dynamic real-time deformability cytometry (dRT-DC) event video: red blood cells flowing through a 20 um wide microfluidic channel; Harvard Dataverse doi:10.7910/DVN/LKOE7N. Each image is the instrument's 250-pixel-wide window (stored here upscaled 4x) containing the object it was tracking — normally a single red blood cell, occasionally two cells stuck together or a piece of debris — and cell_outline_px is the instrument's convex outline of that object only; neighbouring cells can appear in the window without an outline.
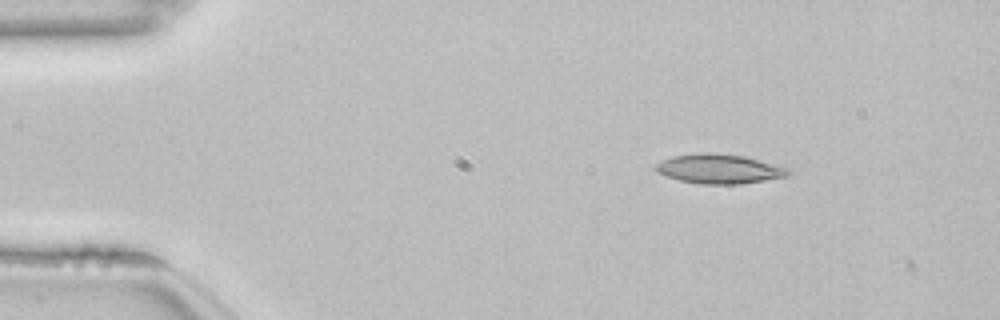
{"species": "common noctule bat (a hibernating species)", "species_latin": "Nyctalus noctula", "temperature_condition": "room temperature", "stored_images_in_passage": 8, "camera_frame_rate_fps": 3000, "um_per_image_px": 0.085, "animal": {"sex": "female", "body_mass_g": 22.7, "forearm_length_mm": 54.2}, "frame": {"image": 1, "passage_image": 1, "time_ms": 0.0, "image_size_px": [1000, 320], "cell_outline_px": [[792, 172], [788, 176], [764, 180], [736, 184], [700, 184], [680, 180], [656, 172], [656, 164], [672, 156], [704, 152], [712, 152], [744, 156], [788, 168]], "centroid_in_image_um": [61.14, 14.35], "position_along_channel_um": 23.9, "area_um2": 22.48}}